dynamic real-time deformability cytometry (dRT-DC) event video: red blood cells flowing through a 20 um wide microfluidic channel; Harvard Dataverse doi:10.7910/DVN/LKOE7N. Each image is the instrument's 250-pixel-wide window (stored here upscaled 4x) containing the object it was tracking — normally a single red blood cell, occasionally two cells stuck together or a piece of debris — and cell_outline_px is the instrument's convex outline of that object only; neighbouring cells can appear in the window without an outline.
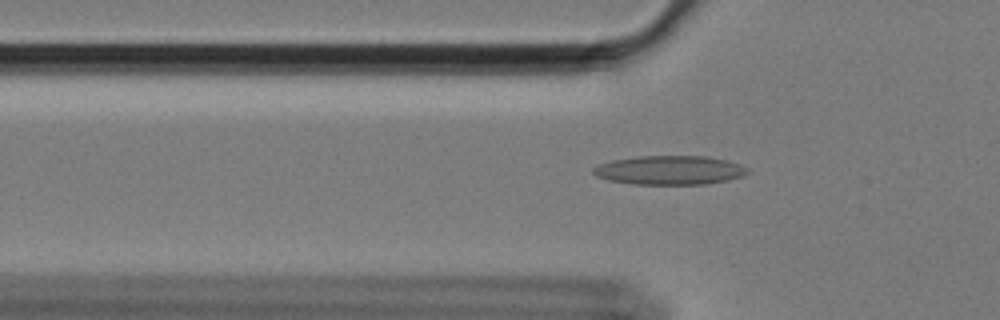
{"species": "Egyptian fruit bat (a non-hibernating species)", "species_latin": "Rousettus aegyptiacus", "temperature_condition": "cold", "stored_images_in_passage": 54, "camera_frame_rate_fps": 3000, "um_per_image_px": 0.085, "animal": {"sex": "female"}, "frame": {"image": 1, "passage_image": 15, "time_ms": 4.667, "image_size_px": [1000, 320], "cell_outline_px": [[748, 172], [744, 176], [728, 180], [704, 184], [632, 184], [608, 180], [596, 176], [592, 172], [592, 168], [600, 164], [612, 160], [636, 156], [708, 156], [728, 160], [740, 164], [748, 168]], "centroid_in_image_um": [56.93, 14.46], "position_along_channel_um": 68.9, "area_um2": 26.24}}
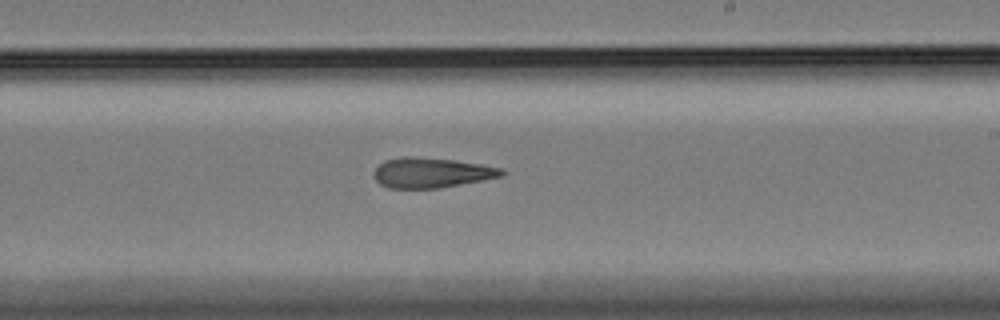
{"frame": {"image": 2, "passage_image": 31, "time_ms": 10.0, "image_size_px": [1000, 320], "cell_outline_px": [[504, 176], [440, 188], [388, 188], [380, 184], [376, 180], [372, 172], [384, 160], [404, 156], [416, 156], [452, 160], [480, 164], [500, 168], [504, 172]], "centroid_in_image_um": [36.63, 14.68], "position_along_channel_um": 252.4, "area_um2": 22.37}}
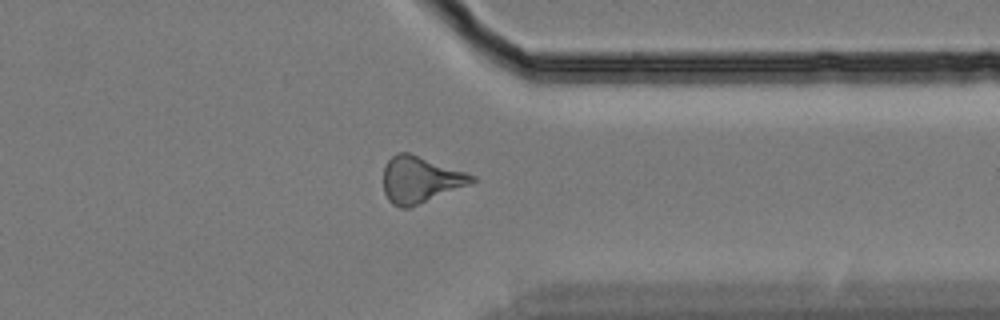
{"frame": {"image": 3, "passage_image": 42, "time_ms": 13.667, "image_size_px": [1000, 320], "cell_outline_px": [[476, 180], [468, 184], [408, 208], [400, 208], [392, 204], [388, 200], [384, 192], [384, 168], [388, 160], [396, 152], [408, 152], [476, 176]], "centroid_in_image_um": [35.67, 15.26], "position_along_channel_um": 375.7, "area_um2": 23.41}}